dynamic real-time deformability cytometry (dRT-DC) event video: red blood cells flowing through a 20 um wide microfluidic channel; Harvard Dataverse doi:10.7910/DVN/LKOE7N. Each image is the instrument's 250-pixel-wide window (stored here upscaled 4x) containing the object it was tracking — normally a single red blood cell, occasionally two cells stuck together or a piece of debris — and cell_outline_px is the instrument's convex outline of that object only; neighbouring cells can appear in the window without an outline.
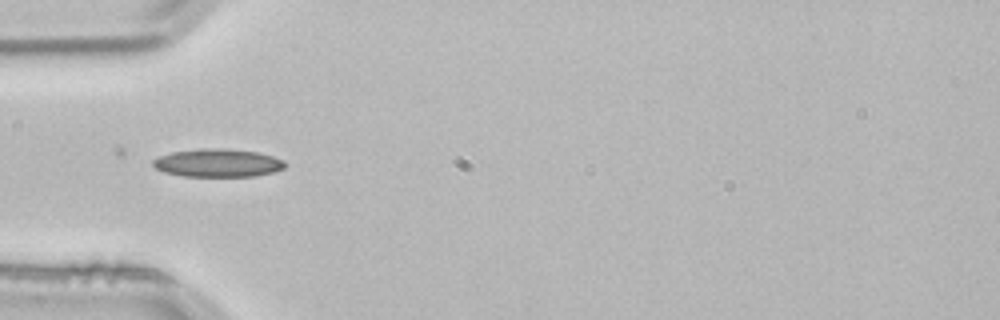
{"species": "common noctule bat (a hibernating species)", "species_latin": "Nyctalus noctula", "temperature_condition": "room temperature", "stored_images_in_passage": 5, "camera_frame_rate_fps": 3000, "um_per_image_px": 0.085, "animal": {"sex": "male", "body_mass_g": 21.5, "forearm_length_mm": 52.0}, "frame": {"image": 1, "passage_image": 5, "time_ms": 1.333, "image_size_px": [1000, 320], "cell_outline_px": [[288, 164], [284, 168], [272, 172], [256, 176], [184, 176], [164, 172], [156, 168], [152, 164], [152, 160], [160, 156], [172, 152], [200, 148], [220, 148], [256, 152], [272, 156], [284, 160]], "centroid_in_image_um": [18.52, 13.85], "position_along_channel_um": 66.5, "area_um2": 21.56}}